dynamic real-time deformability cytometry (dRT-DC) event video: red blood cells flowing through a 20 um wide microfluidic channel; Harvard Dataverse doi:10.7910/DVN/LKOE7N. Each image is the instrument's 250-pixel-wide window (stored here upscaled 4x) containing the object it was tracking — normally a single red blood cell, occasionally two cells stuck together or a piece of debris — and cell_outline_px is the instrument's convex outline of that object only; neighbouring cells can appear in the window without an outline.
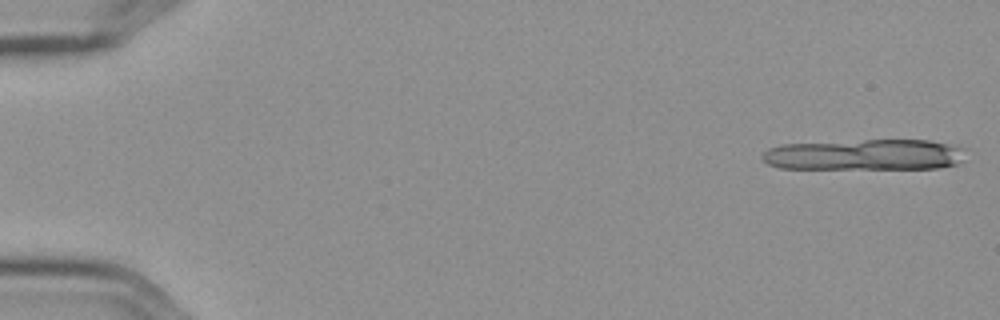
{"species": "Egyptian fruit bat (a non-hibernating species)", "species_latin": "Rousettus aegyptiacus", "temperature_condition": "cold", "stored_images_in_passage": 8, "camera_frame_rate_fps": 3000, "um_per_image_px": 0.085, "frame": {"image": 1, "passage_image": 1, "time_ms": 0.0, "image_size_px": [1000, 320], "cell_outline_px": [[968, 148], [960, 164], [940, 168], [780, 168], [768, 164], [760, 156], [768, 148], [780, 144], [864, 140], [928, 140]], "centroid_in_image_um": [73.55, 13.15], "position_along_channel_um": 11.5, "area_um2": 36.88}}
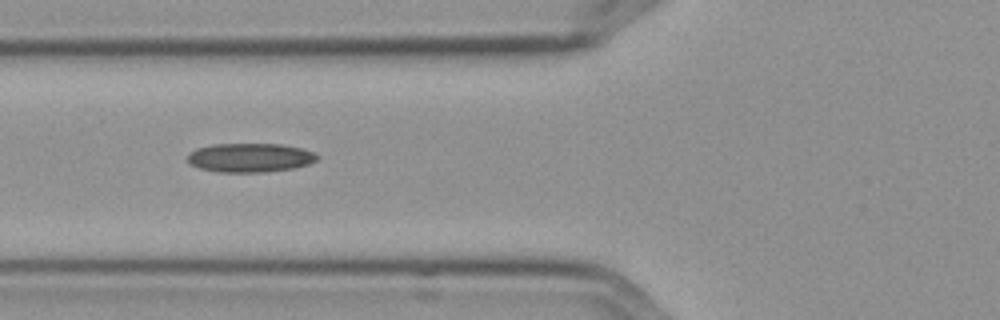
{"frame": {"image": 2, "passage_image": 6, "time_ms": 1.667, "image_size_px": [1000, 320], "cell_outline_px": [[320, 156], [316, 160], [308, 164], [292, 168], [264, 172], [220, 172], [200, 168], [192, 164], [188, 160], [188, 156], [196, 148], [212, 144], [284, 144], [300, 148], [312, 152]], "centroid_in_image_um": [21.26, 13.39], "position_along_channel_um": 104.5, "area_um2": 21.68}}
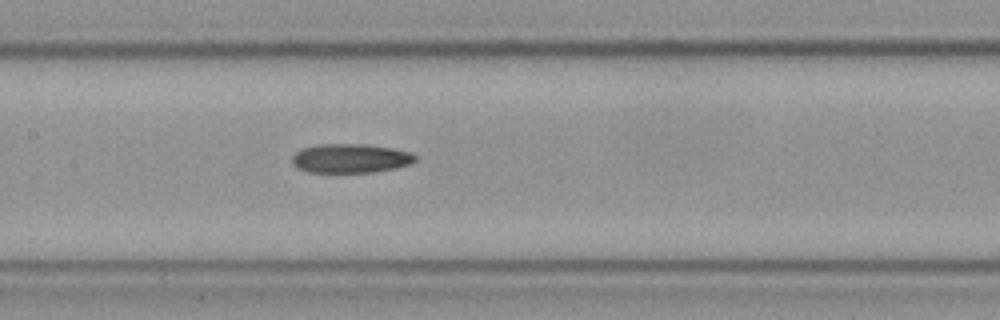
{"frame": {"image": 3, "passage_image": 8, "time_ms": 2.333, "image_size_px": [1000, 320], "cell_outline_px": [[416, 160], [408, 164], [396, 168], [372, 172], [308, 172], [292, 164], [292, 156], [296, 152], [304, 148], [320, 144], [360, 144], [392, 148], [408, 152], [416, 156]], "centroid_in_image_um": [29.77, 13.46], "position_along_channel_um": 177.6, "area_um2": 20.58}}